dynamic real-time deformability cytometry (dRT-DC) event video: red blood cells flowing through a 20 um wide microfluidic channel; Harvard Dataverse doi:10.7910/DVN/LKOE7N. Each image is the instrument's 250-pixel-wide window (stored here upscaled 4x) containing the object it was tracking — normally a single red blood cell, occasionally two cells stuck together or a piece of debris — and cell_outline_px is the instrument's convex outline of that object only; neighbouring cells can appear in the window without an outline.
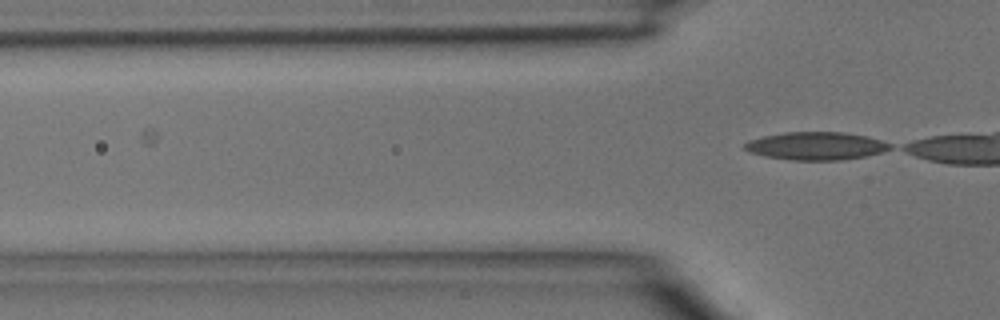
{"species": "common noctule bat (a hibernating species)", "species_latin": "Nyctalus noctula", "temperature_condition": "room temperature", "stored_images_in_passage": 6, "camera_frame_rate_fps": 3000, "um_per_image_px": 0.085, "animal": {"sex": "male", "body_mass_g": 15.6}, "frame": {"image": 1, "passage_image": 6, "time_ms": 1.667, "image_size_px": [1000, 320], "cell_outline_px": [[892, 148], [880, 152], [864, 156], [840, 160], [792, 160], [764, 156], [748, 152], [744, 148], [744, 144], [748, 140], [764, 136], [784, 132], [844, 132], [868, 136], [892, 144]], "centroid_in_image_um": [69.34, 12.4], "position_along_channel_um": 56.5, "area_um2": 23.64}}